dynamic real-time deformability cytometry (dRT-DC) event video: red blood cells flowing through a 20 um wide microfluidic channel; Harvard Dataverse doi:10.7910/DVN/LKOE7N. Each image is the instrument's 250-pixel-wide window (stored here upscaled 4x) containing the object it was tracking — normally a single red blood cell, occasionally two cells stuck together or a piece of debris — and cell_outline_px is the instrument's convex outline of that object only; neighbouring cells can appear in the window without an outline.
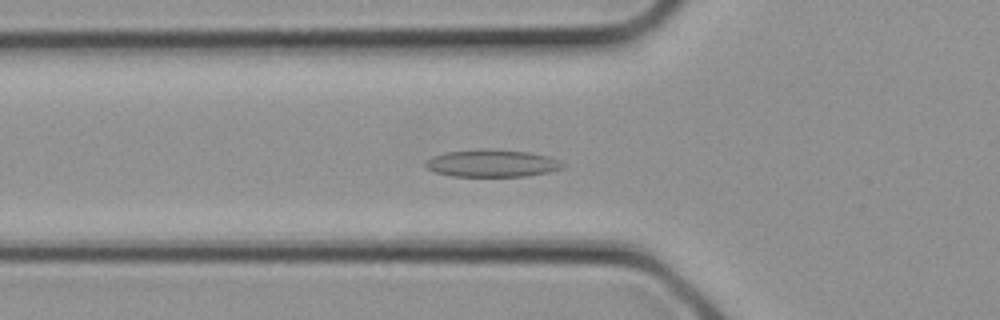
{"species": "common noctule bat (a hibernating species)", "species_latin": "Nyctalus noctula", "temperature_condition": "cold", "stored_images_in_passage": 14, "camera_frame_rate_fps": 3000, "um_per_image_px": 0.085, "animal": {"sex": "female", "body_mass_g": 21.9}, "frame": {"image": 1, "passage_image": 10, "time_ms": 3.0, "image_size_px": [1000, 320], "cell_outline_px": [[564, 168], [548, 172], [528, 176], [452, 176], [436, 172], [428, 168], [424, 164], [432, 156], [448, 152], [484, 148], [488, 148], [528, 152], [548, 156], [560, 160], [564, 164]], "centroid_in_image_um": [41.86, 13.87], "position_along_channel_um": 83.9, "area_um2": 21.85}}
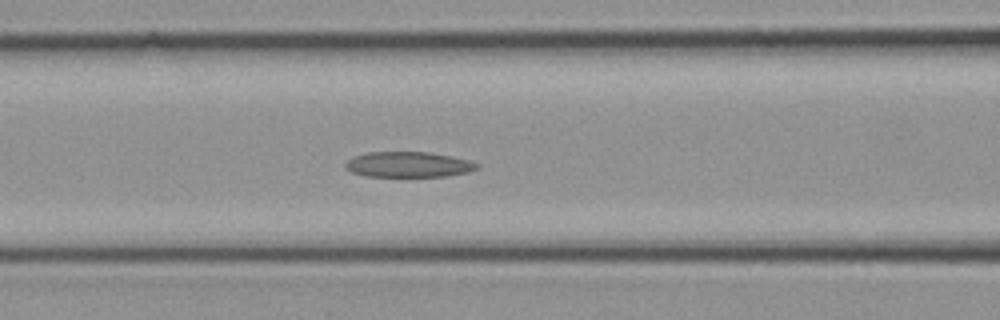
{"frame": {"image": 2, "passage_image": 12, "time_ms": 3.667, "image_size_px": [1000, 320], "cell_outline_px": [[480, 168], [468, 172], [448, 176], [364, 176], [352, 172], [344, 168], [344, 164], [352, 156], [368, 152], [428, 152], [452, 156], [468, 160], [480, 164]], "centroid_in_image_um": [34.71, 13.98], "position_along_channel_um": 131.9, "area_um2": 19.65}}
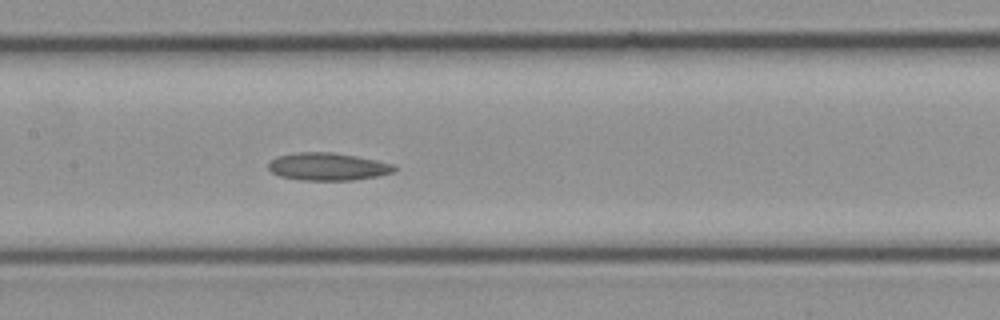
{"frame": {"image": 3, "passage_image": 14, "time_ms": 4.333, "image_size_px": [1000, 320], "cell_outline_px": [[396, 172], [376, 176], [352, 180], [300, 180], [280, 176], [272, 172], [268, 168], [268, 160], [276, 156], [296, 152], [332, 152], [356, 156], [376, 160], [392, 164], [396, 168]], "centroid_in_image_um": [27.82, 14.15], "position_along_channel_um": 179.6, "area_um2": 20.35}}